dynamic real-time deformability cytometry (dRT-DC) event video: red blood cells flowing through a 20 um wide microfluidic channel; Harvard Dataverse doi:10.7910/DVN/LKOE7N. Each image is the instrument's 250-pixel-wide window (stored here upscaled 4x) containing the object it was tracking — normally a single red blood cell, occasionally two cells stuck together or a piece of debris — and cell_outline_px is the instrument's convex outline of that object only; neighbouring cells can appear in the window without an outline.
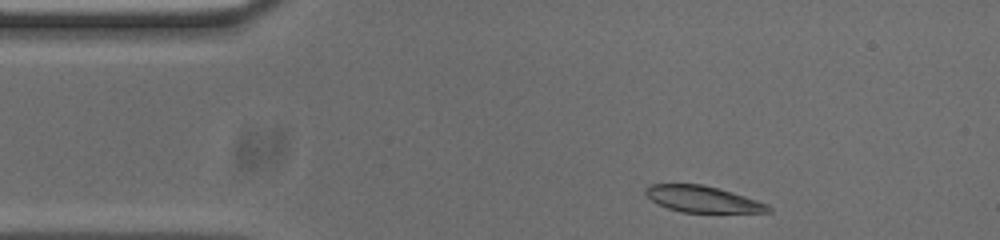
{"species": "common noctule bat (a hibernating species)", "species_latin": "Nyctalus noctula", "temperature_condition": "cold", "stored_images_in_passage": 46, "camera_frame_rate_fps": 3000, "um_per_image_px": 0.085, "animal": {"sex": "male", "body_mass_g": 20.0, "forearm_length_mm": 53.3}, "frame": {"image": 1, "passage_image": 1, "time_ms": 0.0, "image_size_px": [1000, 240], "cell_outline_px": [[772, 212], [680, 212], [668, 208], [652, 200], [644, 192], [652, 184], [700, 184], [732, 192], [768, 204], [772, 208]], "centroid_in_image_um": [59.75, 16.93], "position_along_channel_um": 25.2, "area_um2": 18.44}}
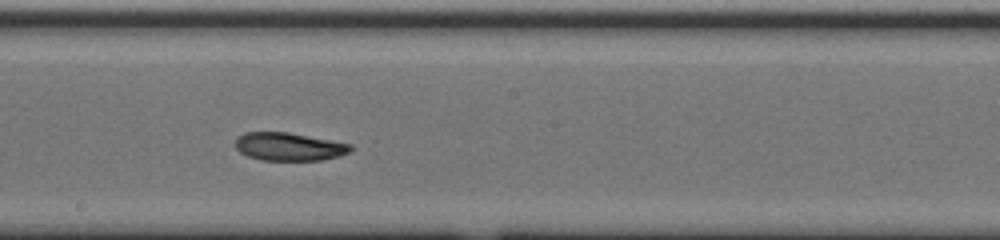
{"frame": {"image": 2, "passage_image": 21, "time_ms": 6.667, "image_size_px": [1000, 240], "cell_outline_px": [[352, 148], [348, 152], [340, 156], [320, 160], [260, 160], [248, 156], [240, 152], [236, 148], [236, 136], [244, 132], [288, 132], [352, 144]], "centroid_in_image_um": [24.54, 12.46], "position_along_channel_um": 223.7, "area_um2": 18.84}}
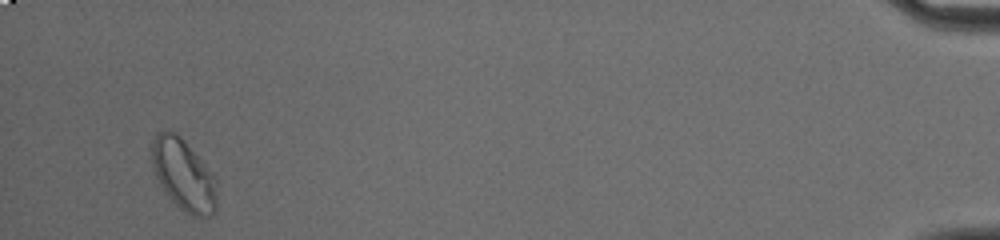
{"frame": {"image": 3, "passage_image": 44, "time_ms": 14.333, "image_size_px": [1000, 240], "cell_outline_px": [[216, 212], [212, 216], [200, 220], [184, 212], [168, 196], [160, 184], [156, 176], [152, 164], [148, 148], [152, 140], [164, 128], [180, 136], [216, 176]], "centroid_in_image_um": [15.6, 14.89], "position_along_channel_um": 419.6, "area_um2": 27.63}, "authors_computed_cell_mechanics": {"area_um2": 20.2011, "velocity_mm_per_s": 3.7249, "shape_relaxation_time_tau1_ms": null, "shape_relaxation_time_tau2_ms": 6.8868, "deformation_change_tau1": null, "deformation_change_tau2": 0.0846}}